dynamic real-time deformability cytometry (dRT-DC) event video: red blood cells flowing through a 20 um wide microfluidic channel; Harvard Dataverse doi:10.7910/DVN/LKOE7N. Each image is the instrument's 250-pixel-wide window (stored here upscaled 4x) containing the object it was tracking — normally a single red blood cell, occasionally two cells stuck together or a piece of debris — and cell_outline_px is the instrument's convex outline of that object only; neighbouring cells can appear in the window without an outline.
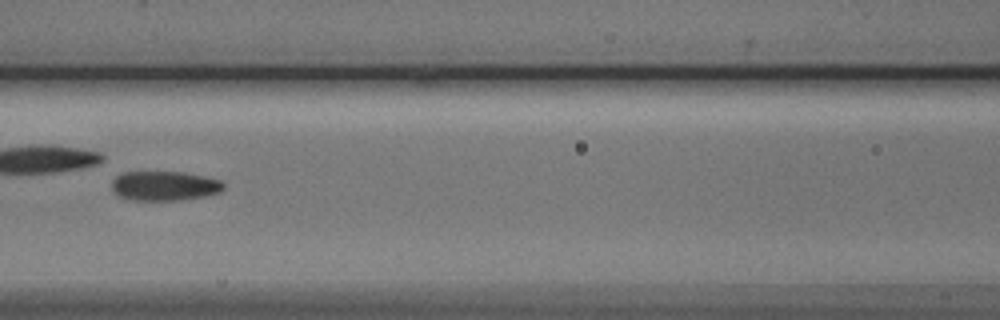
{"species": "Egyptian fruit bat (a non-hibernating species)", "species_latin": "Rousettus aegyptiacus", "temperature_condition": "cold", "stored_images_in_passage": 7, "camera_frame_rate_fps": 3000, "um_per_image_px": 0.085, "animal": {"sex": "male"}, "frame": {"image": 1, "passage_image": 6, "time_ms": 7.0, "image_size_px": [1000, 320], "cell_outline_px": [[224, 188], [220, 192], [204, 196], [180, 200], [128, 200], [116, 196], [112, 192], [112, 180], [116, 176], [124, 172], [184, 172], [204, 176], [220, 180], [224, 184]], "centroid_in_image_um": [13.93, 15.8], "position_along_channel_um": 152.7, "area_um2": 19.42}}